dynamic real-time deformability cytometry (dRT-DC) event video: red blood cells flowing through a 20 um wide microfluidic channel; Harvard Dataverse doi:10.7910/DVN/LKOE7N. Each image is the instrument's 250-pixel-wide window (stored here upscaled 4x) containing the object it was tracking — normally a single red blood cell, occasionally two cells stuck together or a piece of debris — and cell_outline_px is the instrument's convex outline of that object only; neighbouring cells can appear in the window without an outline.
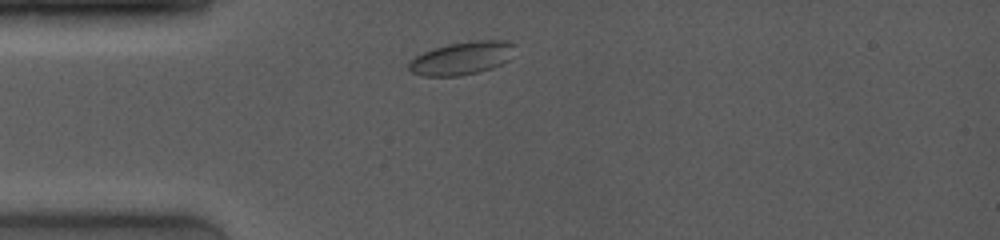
{"species": "common noctule bat (a hibernating species)", "species_latin": "Nyctalus noctula", "temperature_condition": "room temperature", "stored_images_in_passage": 10, "camera_frame_rate_fps": 4000, "um_per_image_px": 0.085, "animal": {"sex": "female", "body_mass_g": 19.0, "forearm_length_mm": 53.3}, "frame": {"image": 1, "passage_image": 1, "time_ms": 0.0, "image_size_px": [1000, 240], "cell_outline_px": [[516, 44], [508, 60], [492, 68], [460, 76], [424, 76], [412, 72], [408, 68], [408, 60], [432, 48], [448, 44], [476, 40], [508, 40]], "centroid_in_image_um": [39.24, 4.93], "position_along_channel_um": 45.8, "area_um2": 20.4}}
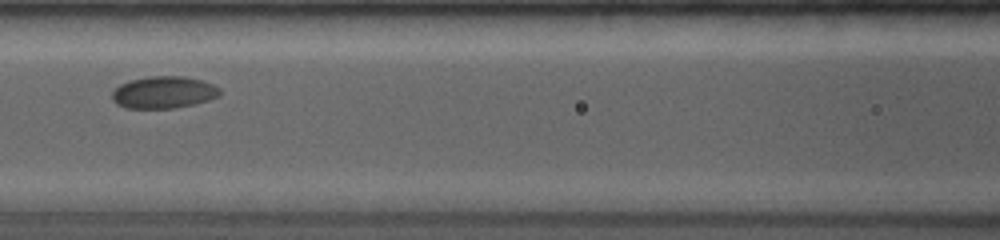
{"frame": {"image": 2, "passage_image": 4, "time_ms": 3.25, "image_size_px": [1000, 240], "cell_outline_px": [[220, 96], [196, 104], [176, 108], [124, 108], [116, 104], [112, 100], [112, 92], [120, 84], [128, 80], [148, 76], [184, 76], [204, 80], [220, 88]], "centroid_in_image_um": [13.91, 7.85], "position_along_channel_um": 152.7, "area_um2": 20.46}}
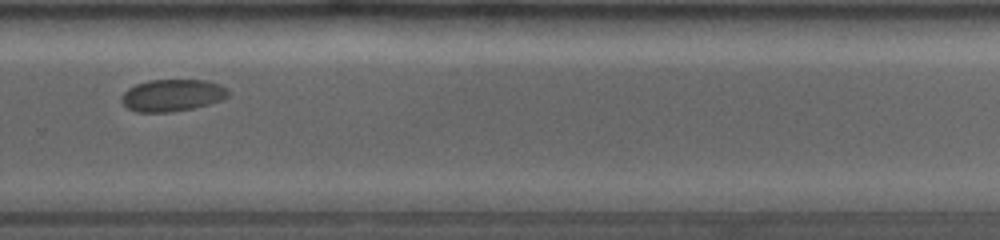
{"frame": {"image": 3, "passage_image": 9, "time_ms": 7.5, "image_size_px": [1000, 240], "cell_outline_px": [[228, 96], [220, 100], [208, 104], [192, 108], [172, 112], [136, 112], [128, 108], [120, 100], [124, 92], [128, 88], [136, 84], [148, 80], [208, 80], [220, 84], [228, 88]], "centroid_in_image_um": [14.64, 8.09], "position_along_channel_um": 315.2, "area_um2": 19.94}}